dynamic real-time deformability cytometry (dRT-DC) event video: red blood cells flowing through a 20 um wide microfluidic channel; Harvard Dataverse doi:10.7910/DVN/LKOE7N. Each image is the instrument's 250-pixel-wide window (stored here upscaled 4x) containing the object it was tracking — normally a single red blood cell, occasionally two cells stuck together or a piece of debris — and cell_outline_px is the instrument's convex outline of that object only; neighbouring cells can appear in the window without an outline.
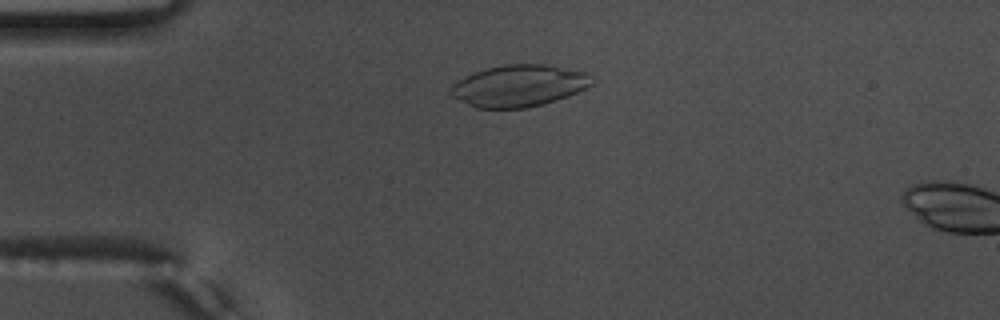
{"species": "common noctule bat (a hibernating species)", "species_latin": "Nyctalus noctula", "temperature_condition": "warm", "stored_images_in_passage": 13, "camera_frame_rate_fps": 3000, "um_per_image_px": 0.085, "animal": {"sex": "male", "body_mass_g": 17.5, "forearm_length_mm": 52.3}, "frame": {"image": 1, "passage_image": 11, "time_ms": 3.333, "image_size_px": [1000, 320], "cell_outline_px": [[592, 84], [568, 96], [544, 104], [528, 108], [476, 108], [452, 96], [448, 92], [448, 88], [452, 84], [464, 76], [488, 68], [504, 64], [548, 64], [588, 72], [592, 76]], "centroid_in_image_um": [44.1, 7.28], "position_along_channel_um": 40.9, "area_um2": 34.51}}